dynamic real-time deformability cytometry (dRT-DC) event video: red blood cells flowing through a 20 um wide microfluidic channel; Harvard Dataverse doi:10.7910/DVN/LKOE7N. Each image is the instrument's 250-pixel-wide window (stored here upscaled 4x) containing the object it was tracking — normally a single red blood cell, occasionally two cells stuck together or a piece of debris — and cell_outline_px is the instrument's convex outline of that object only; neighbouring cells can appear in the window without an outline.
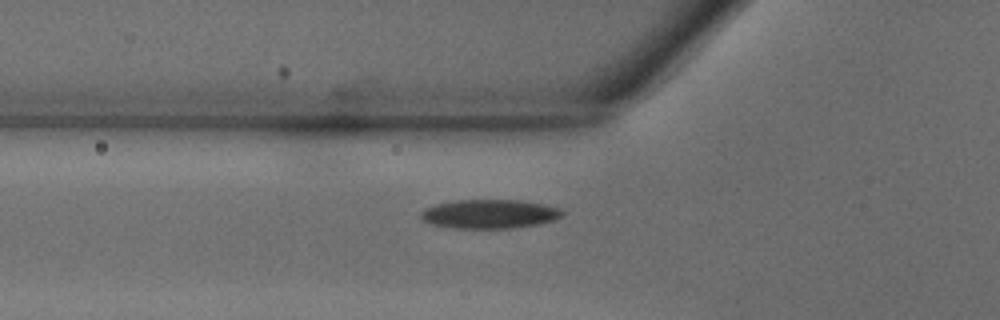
{"species": "common noctule bat (a hibernating species)", "species_latin": "Nyctalus noctula", "temperature_condition": "warm", "stored_images_in_passage": 28, "camera_frame_rate_fps": 3000, "um_per_image_px": 0.085, "animal": {"sex": "male", "body_mass_g": 18.8}, "frame": {"image": 1, "passage_image": 2, "time_ms": 0.333, "image_size_px": [1000, 320], "cell_outline_px": [[564, 216], [556, 220], [540, 224], [512, 228], [452, 228], [432, 224], [424, 220], [420, 216], [420, 212], [424, 208], [436, 204], [456, 200], [524, 200], [544, 204], [560, 208], [564, 212]], "centroid_in_image_um": [41.66, 18.18], "position_along_channel_um": 84.1, "area_um2": 24.16}}
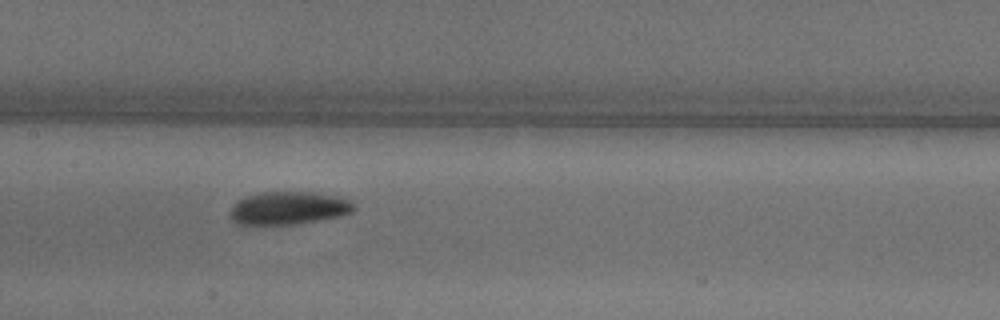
{"frame": {"image": 2, "passage_image": 8, "time_ms": 2.333, "image_size_px": [1000, 320], "cell_outline_px": [[356, 208], [352, 212], [340, 216], [296, 224], [236, 224], [232, 220], [228, 212], [232, 204], [248, 196], [264, 192], [316, 192], [336, 196], [352, 200]], "centroid_in_image_um": [24.54, 17.68], "position_along_channel_um": 182.9, "area_um2": 23.81}}
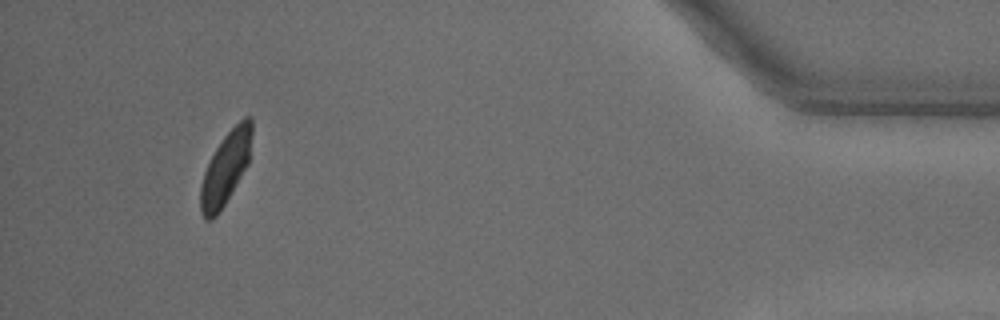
{"frame": {"image": 3, "passage_image": 26, "time_ms": 8.333, "image_size_px": [1000, 320], "cell_outline_px": [[252, 132], [248, 164], [224, 204], [216, 216], [212, 220], [204, 220], [200, 212], [200, 188], [204, 172], [216, 148], [224, 136], [244, 116], [248, 116], [252, 120]], "centroid_in_image_um": [19.17, 14.31], "position_along_channel_um": 416.0, "area_um2": 21.33}}